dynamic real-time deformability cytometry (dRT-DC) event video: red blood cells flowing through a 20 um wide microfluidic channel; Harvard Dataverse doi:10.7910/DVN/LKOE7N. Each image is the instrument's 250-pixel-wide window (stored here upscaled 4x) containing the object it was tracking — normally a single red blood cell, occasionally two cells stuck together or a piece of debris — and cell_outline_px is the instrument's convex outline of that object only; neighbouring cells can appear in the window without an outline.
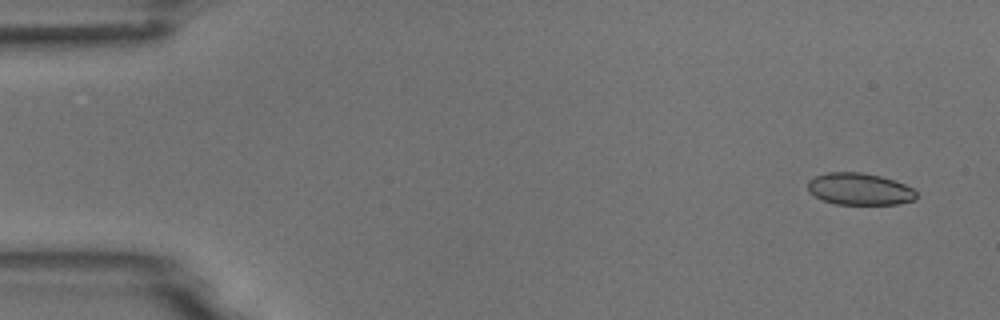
{"species": "common noctule bat (a hibernating species)", "species_latin": "Nyctalus noctula", "temperature_condition": "room temperature", "stored_images_in_passage": 4, "camera_frame_rate_fps": 3000, "um_per_image_px": 0.085, "animal": {"sex": "male", "body_mass_g": 18.8}, "frame": {"image": 1, "passage_image": 1, "time_ms": 0.0, "image_size_px": [1000, 320], "cell_outline_px": [[916, 200], [896, 204], [836, 204], [824, 200], [808, 192], [808, 180], [816, 176], [828, 172], [860, 172], [880, 176], [904, 184], [912, 188], [916, 192]], "centroid_in_image_um": [73.05, 16.07], "position_along_channel_um": 11.9, "area_um2": 20.06}}
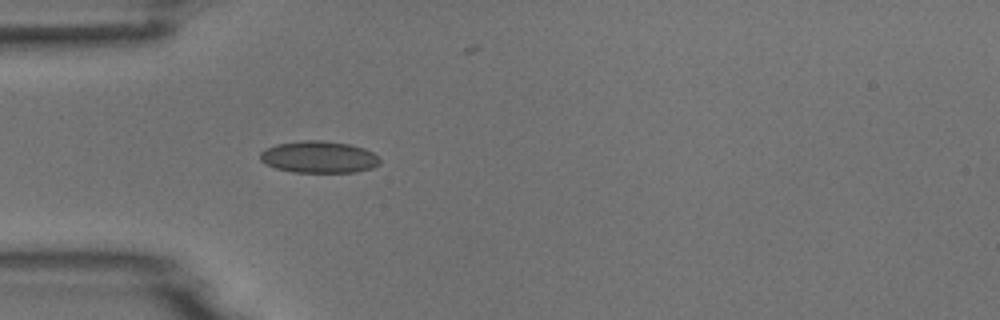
{"frame": {"image": 2, "passage_image": 4, "time_ms": 4.333, "image_size_px": [1000, 320], "cell_outline_px": [[380, 164], [372, 168], [356, 172], [292, 172], [276, 168], [264, 164], [260, 160], [260, 152], [276, 144], [304, 140], [320, 140], [348, 144], [364, 148], [372, 152], [380, 160]], "centroid_in_image_um": [27.09, 13.35], "position_along_channel_um": 57.9, "area_um2": 22.2}}